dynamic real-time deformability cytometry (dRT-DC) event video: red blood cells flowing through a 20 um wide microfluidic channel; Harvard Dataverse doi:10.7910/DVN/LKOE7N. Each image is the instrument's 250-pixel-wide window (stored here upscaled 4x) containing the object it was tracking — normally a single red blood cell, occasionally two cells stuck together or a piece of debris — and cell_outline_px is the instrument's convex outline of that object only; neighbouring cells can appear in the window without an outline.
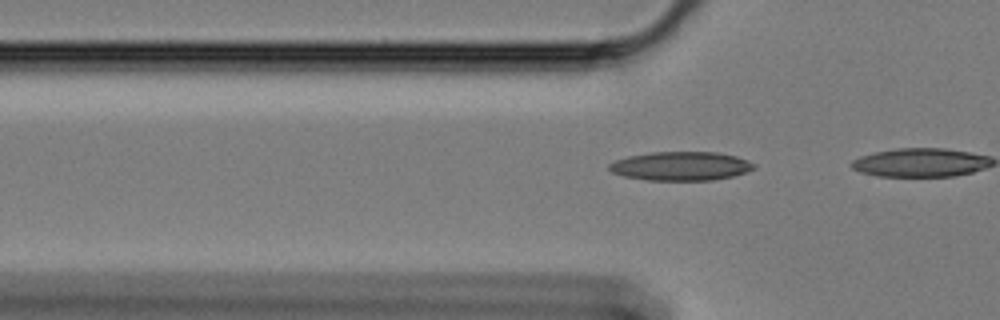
{"species": "Egyptian fruit bat (a non-hibernating species)", "species_latin": "Rousettus aegyptiacus", "temperature_condition": "cold", "stored_images_in_passage": 4, "camera_frame_rate_fps": 3000, "um_per_image_px": 0.085, "animal": {"sex": "female"}, "frame": {"image": 1, "passage_image": 2, "time_ms": 0.333, "image_size_px": [1000, 320], "cell_outline_px": [[756, 168], [748, 172], [732, 176], [712, 180], [648, 180], [624, 176], [612, 172], [608, 168], [608, 164], [616, 160], [628, 156], [652, 152], [716, 152], [736, 156], [748, 160], [756, 164]], "centroid_in_image_um": [57.9, 14.11], "position_along_channel_um": 67.9, "area_um2": 24.39}}